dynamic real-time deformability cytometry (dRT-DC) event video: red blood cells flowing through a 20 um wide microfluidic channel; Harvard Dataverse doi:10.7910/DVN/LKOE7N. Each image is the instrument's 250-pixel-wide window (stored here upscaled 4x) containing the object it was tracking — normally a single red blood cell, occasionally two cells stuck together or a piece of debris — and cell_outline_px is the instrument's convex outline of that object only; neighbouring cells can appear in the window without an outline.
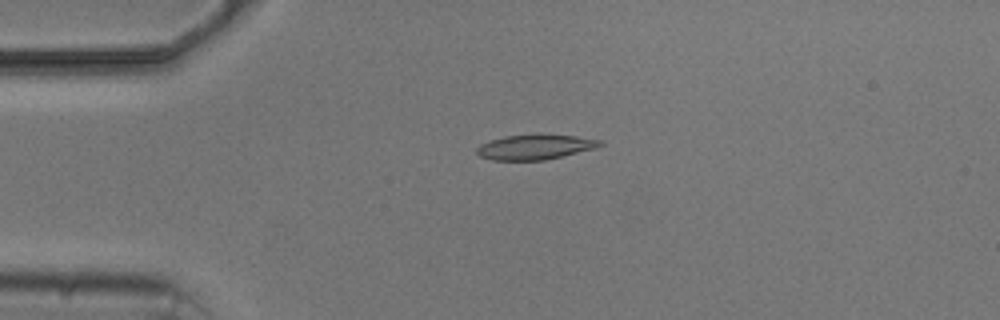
{"species": "common noctule bat (a hibernating species)", "species_latin": "Nyctalus noctula", "temperature_condition": "cold", "stored_images_in_passage": 6, "camera_frame_rate_fps": 3000, "um_per_image_px": 0.085, "animal": {"sex": "male", "body_mass_g": 20.5, "forearm_length_mm": 52.5}, "frame": {"image": 1, "passage_image": 4, "time_ms": 3.333, "image_size_px": [1000, 320], "cell_outline_px": [[604, 144], [596, 148], [544, 160], [492, 160], [480, 156], [476, 152], [476, 148], [480, 144], [504, 136], [576, 136], [600, 140]], "centroid_in_image_um": [45.46, 12.52], "position_along_channel_um": 39.5, "area_um2": 17.28}}
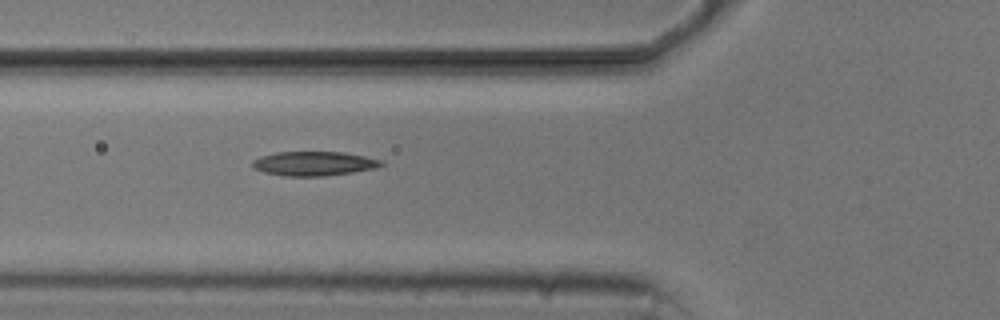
{"frame": {"image": 2, "passage_image": 6, "time_ms": 5.667, "image_size_px": [1000, 320], "cell_outline_px": [[384, 164], [376, 168], [352, 172], [324, 176], [284, 176], [264, 172], [252, 168], [252, 160], [260, 156], [276, 152], [344, 152], [384, 160]], "centroid_in_image_um": [26.67, 13.9], "position_along_channel_um": 99.1, "area_um2": 18.32}}